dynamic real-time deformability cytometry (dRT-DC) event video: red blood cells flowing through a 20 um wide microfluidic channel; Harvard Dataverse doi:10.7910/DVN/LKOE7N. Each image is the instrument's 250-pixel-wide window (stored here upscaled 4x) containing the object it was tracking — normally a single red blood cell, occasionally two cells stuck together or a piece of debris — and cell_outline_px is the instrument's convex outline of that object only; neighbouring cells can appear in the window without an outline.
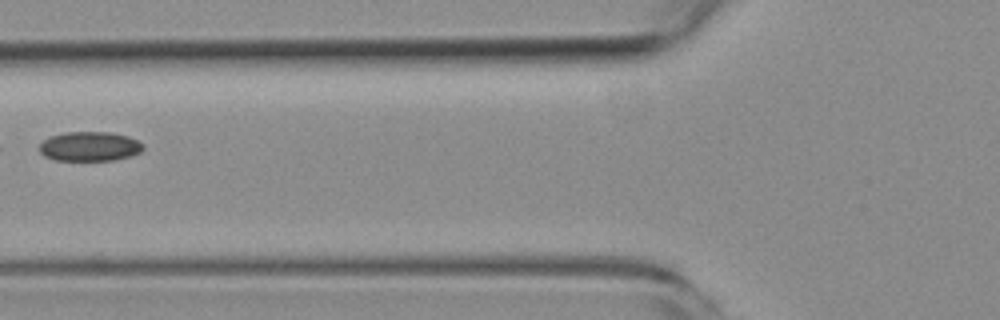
{"species": "common noctule bat (a hibernating species)", "species_latin": "Nyctalus noctula", "temperature_condition": "room temperature", "stored_images_in_passage": 5, "camera_frame_rate_fps": 3000, "um_per_image_px": 0.085, "animal": {"sex": "female", "body_mass_g": 19.3, "forearm_length_mm": 54.1}, "frame": {"image": 1, "passage_image": 4, "time_ms": 4.333, "image_size_px": [1000, 320], "cell_outline_px": [[144, 148], [140, 152], [132, 156], [112, 160], [52, 160], [44, 156], [40, 152], [40, 144], [44, 140], [52, 136], [64, 132], [112, 132], [128, 136], [144, 144]], "centroid_in_image_um": [7.64, 12.44], "position_along_channel_um": 118.2, "area_um2": 17.86}}
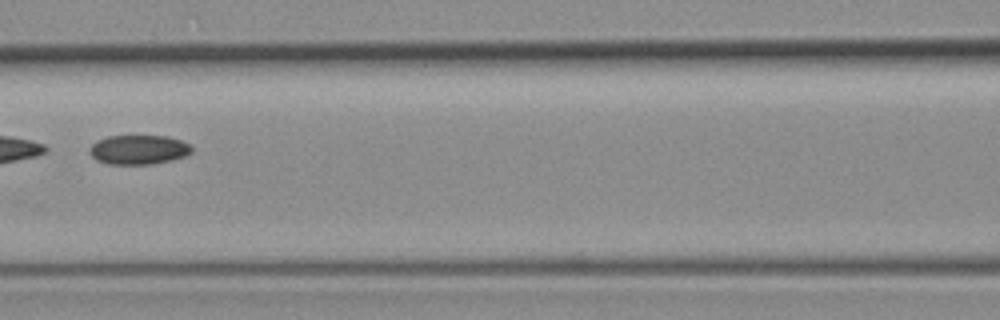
{"frame": {"image": 2, "passage_image": 5, "time_ms": 5.333, "image_size_px": [1000, 320], "cell_outline_px": [[192, 152], [184, 156], [172, 160], [152, 164], [108, 164], [96, 160], [88, 152], [88, 148], [96, 140], [108, 136], [168, 136], [180, 140], [188, 144], [192, 148]], "centroid_in_image_um": [11.74, 12.72], "position_along_channel_um": 154.9, "area_um2": 17.57}}